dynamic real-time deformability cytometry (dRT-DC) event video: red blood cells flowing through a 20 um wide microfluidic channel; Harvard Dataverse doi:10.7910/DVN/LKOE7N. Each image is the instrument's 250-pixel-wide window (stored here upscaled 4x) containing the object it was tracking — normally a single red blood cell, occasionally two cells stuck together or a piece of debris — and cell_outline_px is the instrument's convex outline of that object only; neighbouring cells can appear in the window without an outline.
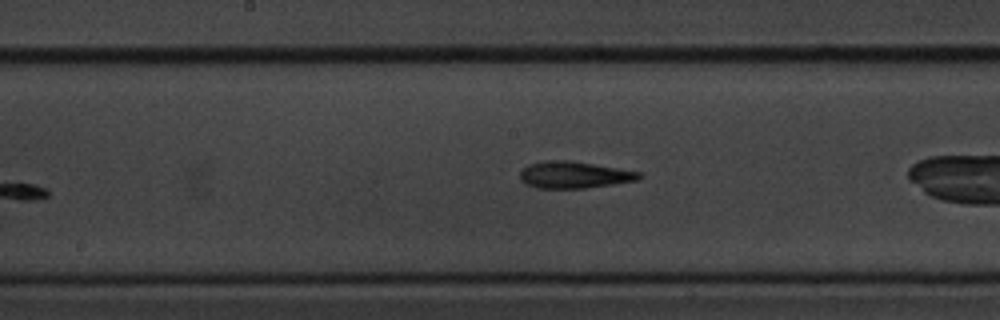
{"species": "common noctule bat (a hibernating species)", "species_latin": "Nyctalus noctula", "temperature_condition": "cold", "stored_images_in_passage": 7, "camera_frame_rate_fps": 3000, "um_per_image_px": 0.085, "animal": {"sex": "male", "body_mass_g": 20.1, "forearm_length_mm": 53.5}, "frame": {"image": 1, "passage_image": 7, "time_ms": 8.0, "image_size_px": [1000, 320], "cell_outline_px": [[644, 176], [636, 180], [588, 188], [536, 188], [524, 184], [520, 180], [520, 172], [528, 164], [548, 160], [572, 160], [640, 172]], "centroid_in_image_um": [48.77, 14.86], "position_along_channel_um": 199.4, "area_um2": 18.67}}